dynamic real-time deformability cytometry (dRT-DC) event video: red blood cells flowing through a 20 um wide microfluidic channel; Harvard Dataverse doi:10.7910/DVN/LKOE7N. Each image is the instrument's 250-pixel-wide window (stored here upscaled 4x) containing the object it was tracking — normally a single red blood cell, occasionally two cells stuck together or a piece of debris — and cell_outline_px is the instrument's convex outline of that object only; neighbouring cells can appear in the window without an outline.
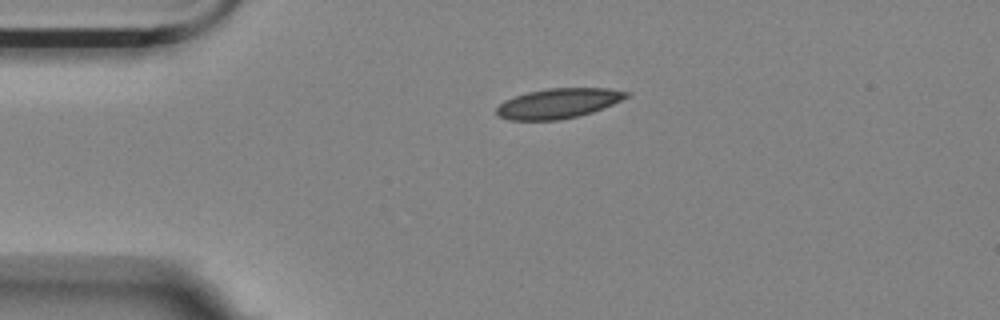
{"species": "Egyptian fruit bat (a non-hibernating species)", "species_latin": "Rousettus aegyptiacus", "temperature_condition": "room temperature", "stored_images_in_passage": 4, "camera_frame_rate_fps": 3000, "um_per_image_px": 0.085, "animal": {"sex": "female"}, "frame": {"image": 1, "passage_image": 4, "time_ms": 4.0, "image_size_px": [1000, 320], "cell_outline_px": [[632, 92], [628, 96], [612, 104], [592, 112], [560, 120], [508, 120], [496, 116], [496, 108], [504, 100], [528, 92], [548, 88], [608, 88]], "centroid_in_image_um": [47.43, 8.78], "position_along_channel_um": 37.6, "area_um2": 22.6}}